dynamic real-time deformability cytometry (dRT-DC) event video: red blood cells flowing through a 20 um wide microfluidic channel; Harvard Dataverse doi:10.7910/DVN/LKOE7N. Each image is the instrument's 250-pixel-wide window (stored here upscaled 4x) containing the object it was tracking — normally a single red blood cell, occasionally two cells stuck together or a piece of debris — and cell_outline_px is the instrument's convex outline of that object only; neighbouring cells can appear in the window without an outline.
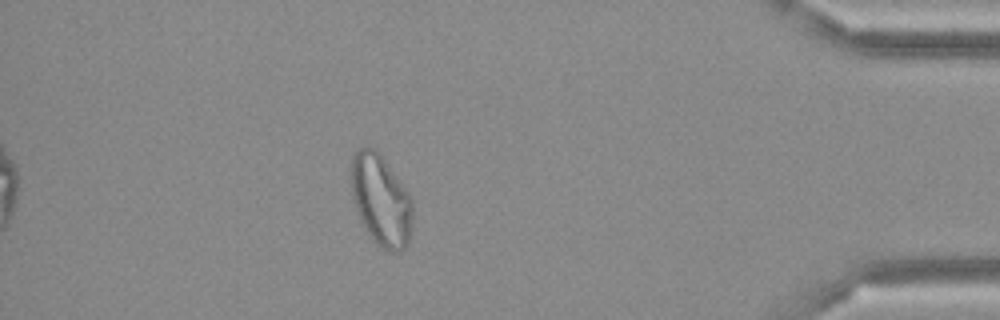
{"species": "Egyptian fruit bat (a non-hibernating species)", "species_latin": "Rousettus aegyptiacus", "temperature_condition": "cold", "stored_images_in_passage": 50, "segment_of_instrument_passage": [1, 2], "camera_frame_rate_fps": 3000, "um_per_image_px": 0.085, "frame": {"image": 1, "passage_image": 43, "time_ms": 14.0, "image_size_px": [1000, 320], "cell_outline_px": [[412, 228], [408, 244], [400, 252], [388, 252], [376, 244], [372, 240], [364, 228], [356, 208], [352, 196], [352, 156], [356, 148], [376, 148], [380, 152], [408, 192], [412, 200]], "centroid_in_image_um": [32.4, 17.04], "position_along_channel_um": 402.8, "area_um2": 32.89}}